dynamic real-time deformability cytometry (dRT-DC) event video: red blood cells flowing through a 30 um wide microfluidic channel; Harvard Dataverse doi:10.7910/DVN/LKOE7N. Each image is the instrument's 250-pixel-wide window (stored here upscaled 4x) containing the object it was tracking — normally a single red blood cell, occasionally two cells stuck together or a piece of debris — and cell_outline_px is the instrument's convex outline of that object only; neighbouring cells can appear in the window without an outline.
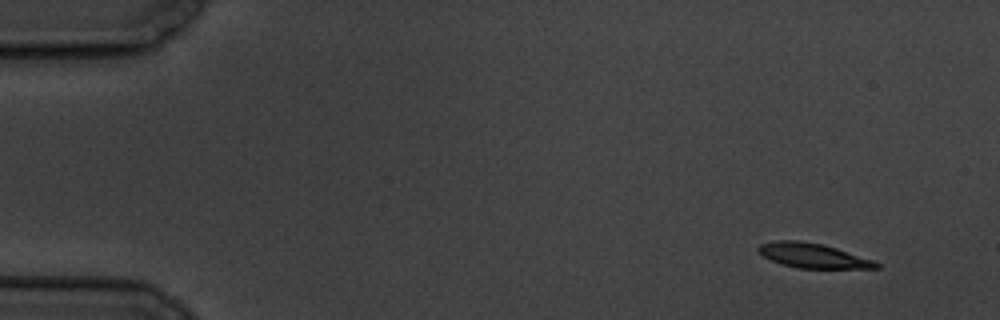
{"species": "common noctule bat (a hibernating species)", "species_latin": "Nyctalus noctula", "temperature_condition": "cold", "stored_images_in_passage": 6, "camera_frame_rate_fps": 3000, "um_per_image_px": 0.085, "animal": {"sex": "male", "body_mass_g": 19.5, "forearm_length_mm": 54.6}, "frame": {"image": 1, "passage_image": 1, "time_ms": 0.0, "image_size_px": [1000, 320], "cell_outline_px": [[880, 268], [796, 268], [780, 264], [764, 256], [756, 248], [760, 244], [776, 240], [796, 240], [820, 244], [836, 248], [872, 260], [880, 264]], "centroid_in_image_um": [69.06, 21.73], "position_along_channel_um": 15.9, "area_um2": 16.65}}
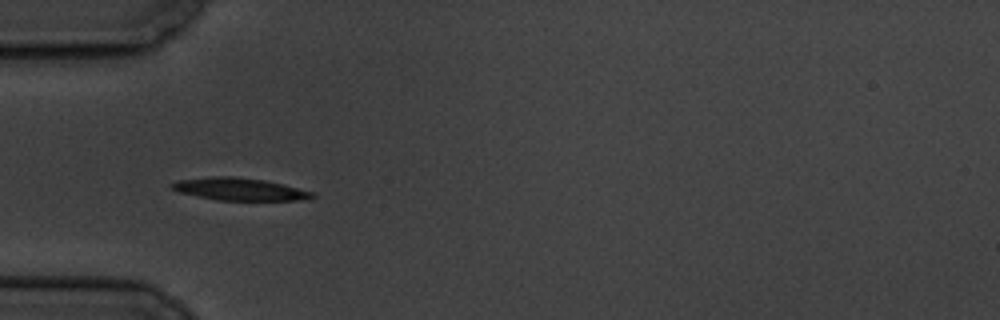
{"frame": {"image": 2, "passage_image": 5, "time_ms": 4.667, "image_size_px": [1000, 320], "cell_outline_px": [[316, 196], [300, 200], [216, 200], [176, 192], [168, 188], [168, 184], [176, 180], [212, 176], [232, 176], [264, 180], [284, 184], [316, 192]], "centroid_in_image_um": [20.29, 16.07], "position_along_channel_um": 64.7, "area_um2": 18.73}}
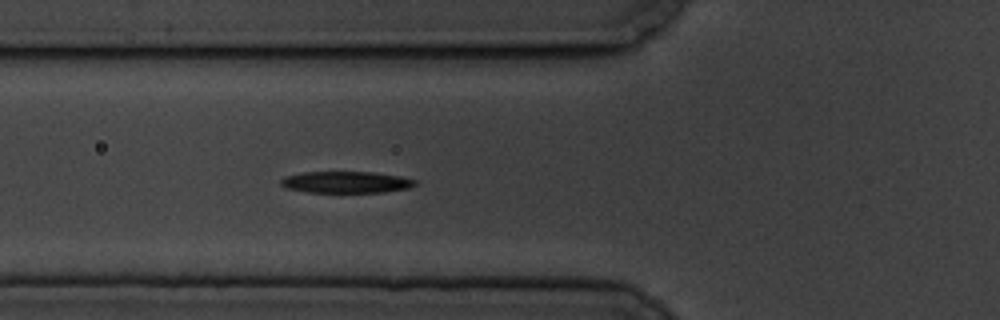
{"frame": {"image": 3, "passage_image": 6, "time_ms": 5.667, "image_size_px": [1000, 320], "cell_outline_px": [[416, 184], [408, 188], [384, 192], [308, 192], [284, 188], [280, 184], [280, 180], [284, 176], [304, 172], [372, 172], [400, 176], [416, 180]], "centroid_in_image_um": [29.37, 15.48], "position_along_channel_um": 96.4, "area_um2": 16.88}}